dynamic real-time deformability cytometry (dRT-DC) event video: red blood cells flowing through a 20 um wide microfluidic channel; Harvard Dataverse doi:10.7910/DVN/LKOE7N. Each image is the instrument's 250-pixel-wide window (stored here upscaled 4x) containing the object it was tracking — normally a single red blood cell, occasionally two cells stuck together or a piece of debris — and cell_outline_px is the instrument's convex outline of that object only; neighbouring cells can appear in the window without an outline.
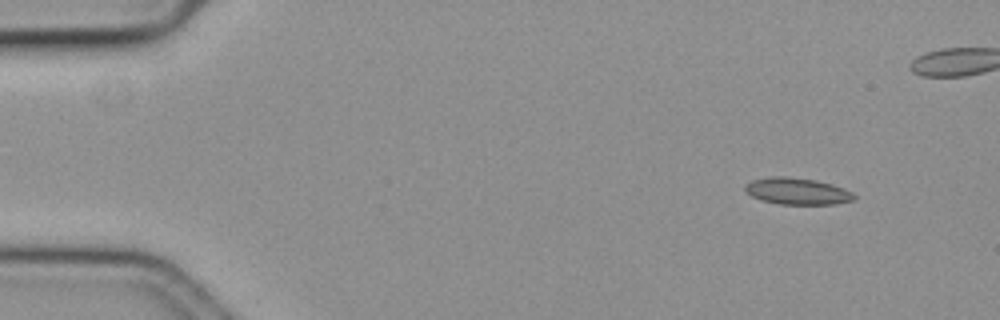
{"species": "common noctule bat (a hibernating species)", "species_latin": "Nyctalus noctula", "temperature_condition": "cold", "stored_images_in_passage": 14, "camera_frame_rate_fps": 3000, "um_per_image_px": 0.085, "animal": {"sex": "female", "body_mass_g": 19.3, "forearm_length_mm": 54.1}, "frame": {"image": 1, "passage_image": 5, "time_ms": 1.333, "image_size_px": [1000, 320], "cell_outline_px": [[856, 200], [836, 204], [780, 204], [760, 200], [752, 196], [744, 188], [744, 184], [752, 180], [772, 176], [784, 176], [816, 180], [832, 184], [844, 188], [852, 192], [856, 196]], "centroid_in_image_um": [67.79, 16.25], "position_along_channel_um": 17.2, "area_um2": 17.05}}